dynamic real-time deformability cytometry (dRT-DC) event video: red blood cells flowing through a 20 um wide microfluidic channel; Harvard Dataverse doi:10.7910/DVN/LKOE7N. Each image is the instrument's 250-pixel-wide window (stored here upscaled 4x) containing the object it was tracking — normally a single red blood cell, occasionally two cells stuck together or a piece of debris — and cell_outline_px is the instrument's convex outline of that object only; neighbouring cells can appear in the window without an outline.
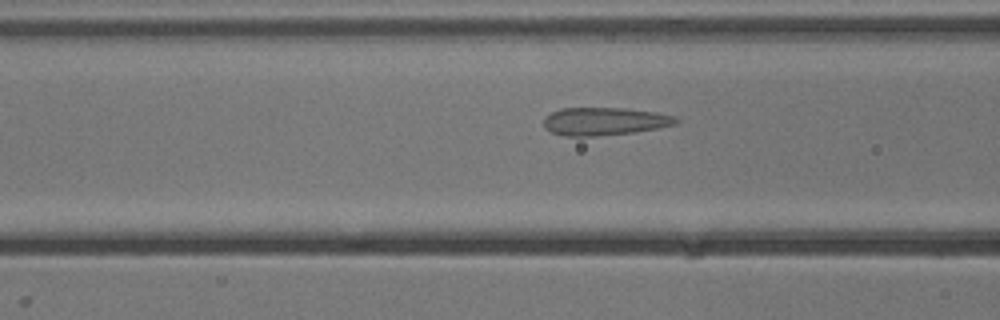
{"species": "common noctule bat (a hibernating species)", "species_latin": "Nyctalus noctula", "temperature_condition": "cold", "stored_images_in_passage": 12, "camera_frame_rate_fps": 3000, "um_per_image_px": 0.085, "animal": {"sex": "male", "body_mass_g": 13.3}, "frame": {"image": 1, "passage_image": 10, "time_ms": 3.0, "image_size_px": [1000, 320], "cell_outline_px": [[680, 120], [676, 124], [656, 128], [632, 132], [596, 136], [564, 136], [552, 132], [544, 128], [544, 116], [560, 108], [624, 108], [656, 112], [672, 116]], "centroid_in_image_um": [51.33, 10.31], "position_along_channel_um": 115.3, "area_um2": 21.39}}